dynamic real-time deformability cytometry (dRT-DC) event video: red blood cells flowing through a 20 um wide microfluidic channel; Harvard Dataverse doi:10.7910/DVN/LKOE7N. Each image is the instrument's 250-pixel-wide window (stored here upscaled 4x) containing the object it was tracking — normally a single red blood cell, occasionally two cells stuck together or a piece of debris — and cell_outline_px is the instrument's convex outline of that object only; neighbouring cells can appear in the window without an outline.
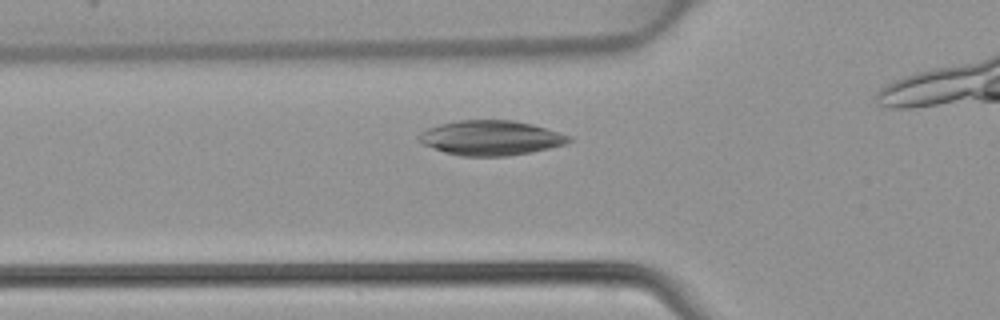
{"species": "common noctule bat (a hibernating species)", "species_latin": "Nyctalus noctula", "temperature_condition": "warm", "stored_images_in_passage": 20, "camera_frame_rate_fps": 3000, "um_per_image_px": 0.085, "animal": {"sex": "female", "body_mass_g": 22.7, "forearm_length_mm": 54.2}, "frame": {"image": 1, "passage_image": 7, "time_ms": 2.0, "image_size_px": [1000, 320], "cell_outline_px": [[572, 140], [564, 144], [532, 152], [508, 156], [460, 156], [444, 152], [424, 144], [416, 136], [420, 132], [428, 128], [440, 124], [460, 120], [512, 120], [532, 124], [572, 136]], "centroid_in_image_um": [41.72, 11.72], "position_along_channel_um": 84.1, "area_um2": 30.29}}
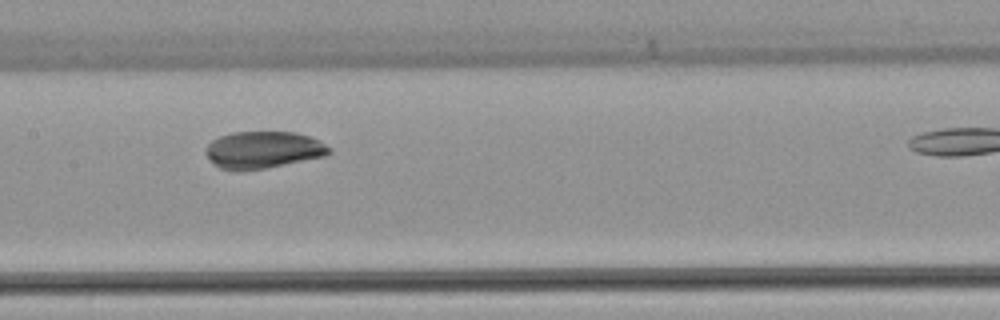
{"frame": {"image": 2, "passage_image": 14, "time_ms": 4.333, "image_size_px": [1000, 320], "cell_outline_px": [[332, 152], [324, 156], [244, 172], [236, 172], [220, 168], [212, 164], [204, 148], [212, 140], [220, 136], [232, 132], [296, 132], [320, 140], [332, 148]], "centroid_in_image_um": [22.34, 12.75], "position_along_channel_um": 185.1, "area_um2": 26.88}}
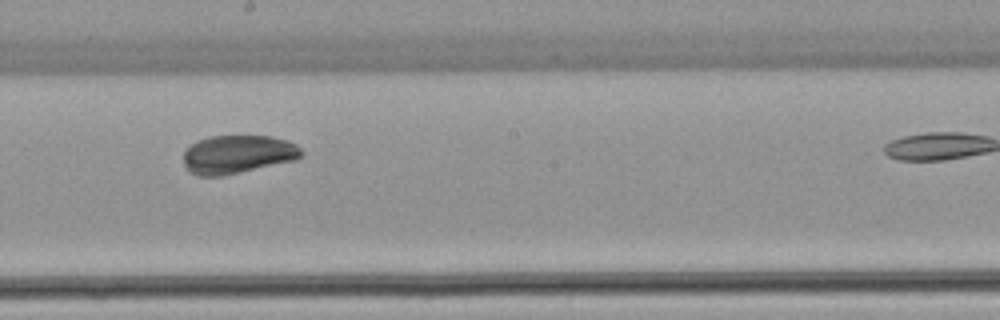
{"frame": {"image": 3, "passage_image": 17, "time_ms": 5.333, "image_size_px": [1000, 320], "cell_outline_px": [[304, 156], [296, 160], [224, 176], [196, 176], [184, 164], [184, 152], [196, 140], [208, 136], [272, 136], [288, 140], [296, 144], [304, 152]], "centroid_in_image_um": [20.24, 13.12], "position_along_channel_um": 228.0, "area_um2": 26.65}}